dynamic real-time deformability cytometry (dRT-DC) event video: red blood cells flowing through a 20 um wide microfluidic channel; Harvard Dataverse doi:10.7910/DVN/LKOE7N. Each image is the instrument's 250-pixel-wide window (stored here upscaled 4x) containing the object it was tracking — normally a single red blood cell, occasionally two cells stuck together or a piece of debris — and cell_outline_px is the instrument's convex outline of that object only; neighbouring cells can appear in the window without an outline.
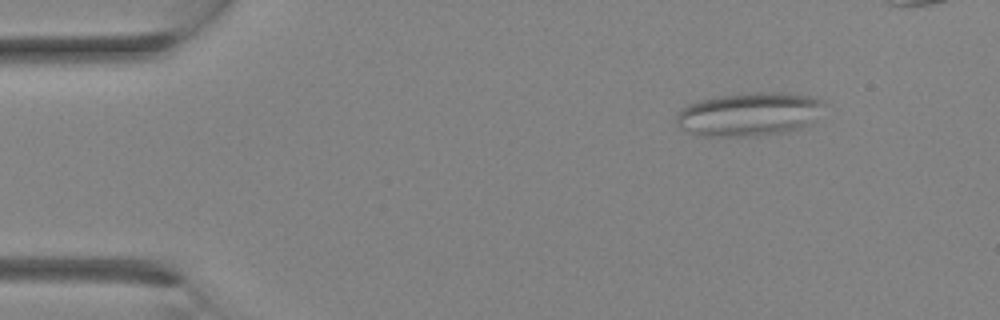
{"species": "Egyptian fruit bat (a non-hibernating species)", "species_latin": "Rousettus aegyptiacus", "temperature_condition": "room temperature", "stored_images_in_passage": 13, "camera_frame_rate_fps": 3000, "um_per_image_px": 0.085, "animal": {"sex": "female"}, "frame": {"image": 1, "passage_image": 1, "time_ms": 0.0, "image_size_px": [1000, 320], "cell_outline_px": [[828, 104], [812, 124], [784, 132], [756, 136], [704, 136], [688, 132], [680, 128], [676, 124], [676, 116], [688, 104], [700, 100], [720, 96], [748, 92], [788, 92], [812, 96], [824, 100]], "centroid_in_image_um": [63.76, 9.69], "position_along_channel_um": 21.2, "area_um2": 38.03}}
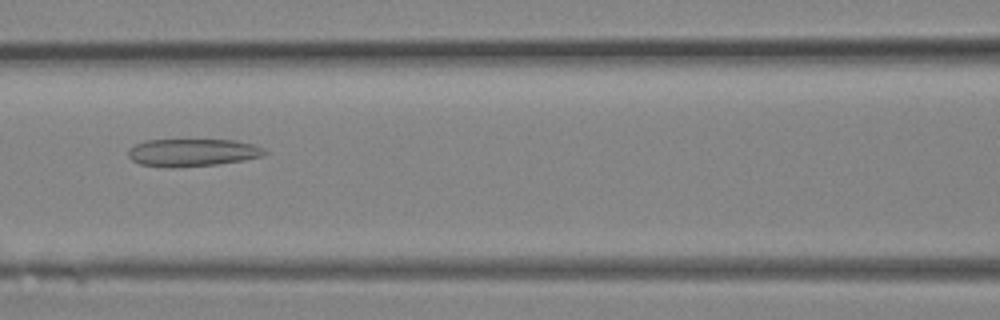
{"frame": {"image": 2, "passage_image": 10, "time_ms": 3.0, "image_size_px": [1000, 320], "cell_outline_px": [[268, 152], [264, 156], [244, 160], [216, 164], [168, 168], [140, 164], [132, 160], [128, 156], [128, 148], [136, 144], [148, 140], [232, 140], [252, 144], [264, 148]], "centroid_in_image_um": [16.36, 12.97], "position_along_channel_um": 150.2, "area_um2": 21.91}}
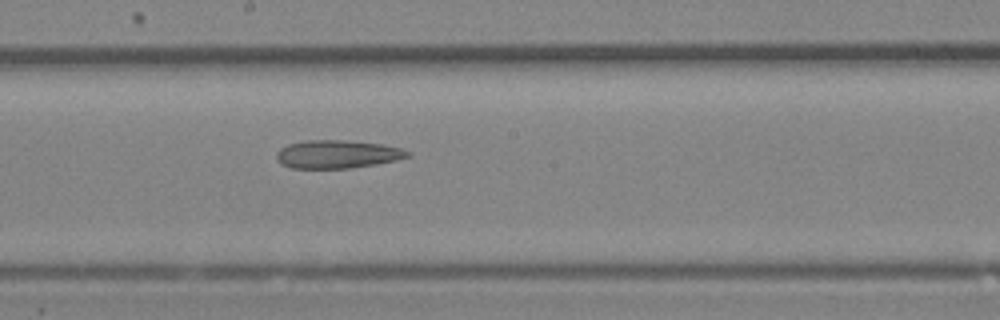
{"frame": {"image": 3, "passage_image": 13, "time_ms": 4.0, "image_size_px": [1000, 320], "cell_outline_px": [[412, 156], [396, 160], [376, 164], [352, 168], [292, 168], [280, 164], [276, 160], [276, 152], [280, 148], [288, 144], [304, 140], [344, 140], [384, 144], [400, 148], [412, 152]], "centroid_in_image_um": [28.67, 13.1], "position_along_channel_um": 219.5, "area_um2": 21.79}}